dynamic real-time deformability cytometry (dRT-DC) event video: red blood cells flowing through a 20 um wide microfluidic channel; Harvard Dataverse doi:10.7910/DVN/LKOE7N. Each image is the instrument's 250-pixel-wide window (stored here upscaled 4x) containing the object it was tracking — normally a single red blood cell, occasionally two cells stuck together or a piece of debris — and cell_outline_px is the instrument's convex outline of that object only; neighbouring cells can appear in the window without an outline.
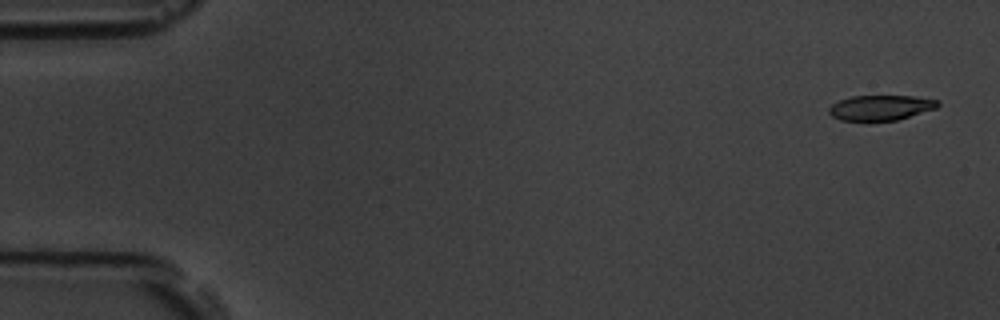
{"species": "common noctule bat (a hibernating species)", "species_latin": "Nyctalus noctula", "temperature_condition": "room temperature", "stored_images_in_passage": 5, "camera_frame_rate_fps": 3000, "um_per_image_px": 0.085, "animal": {"sex": "male", "body_mass_g": 19.5, "forearm_length_mm": 54.6}, "frame": {"image": 1, "passage_image": 1, "time_ms": 0.0, "image_size_px": [1000, 320], "cell_outline_px": [[940, 104], [936, 108], [896, 120], [840, 120], [832, 116], [828, 112], [828, 108], [832, 104], [840, 100], [852, 96], [912, 96], [940, 100]], "centroid_in_image_um": [74.85, 9.14], "position_along_channel_um": 10.1, "area_um2": 15.78}}
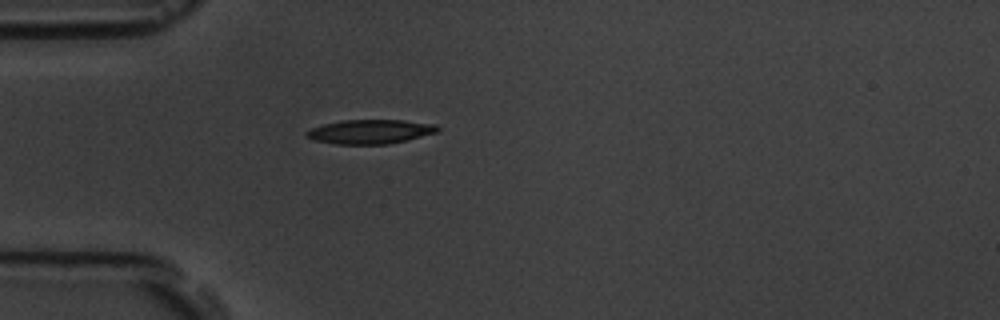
{"frame": {"image": 2, "passage_image": 5, "time_ms": 4.667, "image_size_px": [1000, 320], "cell_outline_px": [[440, 132], [388, 144], [336, 144], [312, 140], [304, 136], [304, 132], [312, 128], [324, 124], [344, 120], [404, 120], [436, 124], [440, 128]], "centroid_in_image_um": [31.47, 11.19], "position_along_channel_um": 53.5, "area_um2": 18.61}}